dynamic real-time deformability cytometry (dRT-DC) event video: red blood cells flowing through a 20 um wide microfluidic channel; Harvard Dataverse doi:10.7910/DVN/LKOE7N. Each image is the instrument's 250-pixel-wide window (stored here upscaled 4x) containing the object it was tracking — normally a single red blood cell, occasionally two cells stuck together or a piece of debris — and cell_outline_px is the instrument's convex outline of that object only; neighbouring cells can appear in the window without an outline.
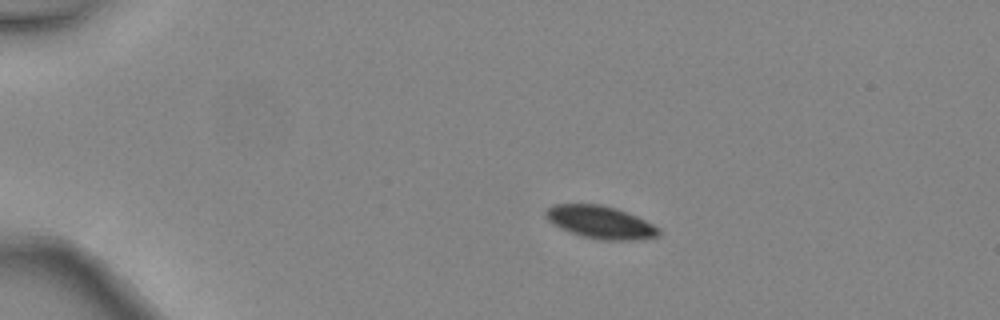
{"species": "common noctule bat (a hibernating species)", "species_latin": "Nyctalus noctula", "temperature_condition": "warm", "stored_images_in_passage": 4, "camera_frame_rate_fps": 3000, "um_per_image_px": 0.085, "animal": {"sex": "female", "body_mass_g": 24.6, "forearm_length_mm": 56.2}, "frame": {"image": 1, "passage_image": 2, "time_ms": 0.333, "image_size_px": [1000, 320], "cell_outline_px": [[660, 236], [632, 240], [604, 240], [580, 236], [560, 228], [552, 224], [544, 216], [544, 212], [552, 204], [600, 204], [616, 208], [628, 212], [660, 228]], "centroid_in_image_um": [51.01, 18.88], "position_along_channel_um": 34.0, "area_um2": 21.62}}
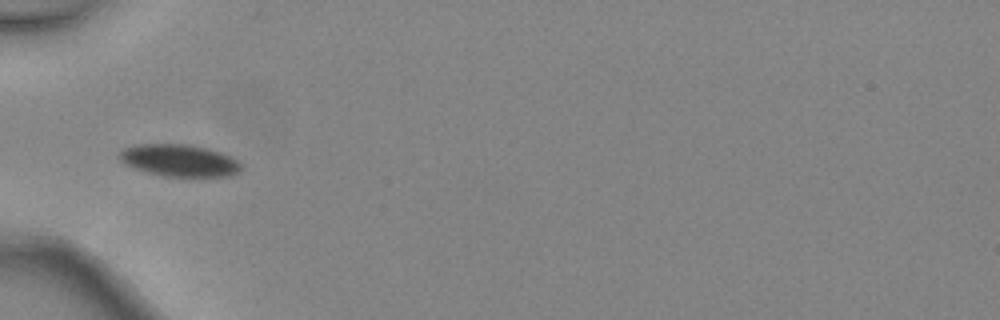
{"frame": {"image": 2, "passage_image": 4, "time_ms": 1.0, "image_size_px": [1000, 320], "cell_outline_px": [[244, 168], [240, 172], [232, 176], [164, 176], [132, 168], [124, 164], [116, 156], [124, 148], [136, 144], [188, 144], [208, 148], [220, 152], [236, 160]], "centroid_in_image_um": [15.22, 13.63], "position_along_channel_um": 69.8, "area_um2": 22.89}}